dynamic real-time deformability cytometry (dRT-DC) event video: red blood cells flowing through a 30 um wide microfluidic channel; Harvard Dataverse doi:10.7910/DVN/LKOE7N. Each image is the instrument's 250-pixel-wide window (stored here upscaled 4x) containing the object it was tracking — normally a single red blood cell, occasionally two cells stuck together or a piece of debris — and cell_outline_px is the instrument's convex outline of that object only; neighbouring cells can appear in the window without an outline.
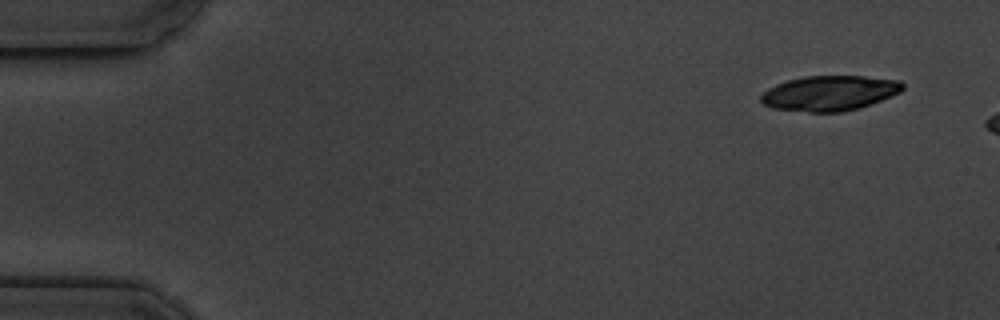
{"species": "common noctule bat (a hibernating species)", "species_latin": "Nyctalus noctula", "temperature_condition": "cold", "stored_images_in_passage": 4, "camera_frame_rate_fps": 3000, "um_per_image_px": 0.085, "animal": {"sex": "male", "body_mass_g": 19.5, "forearm_length_mm": 54.6}, "frame": {"image": 1, "passage_image": 1, "time_ms": 0.0, "image_size_px": [1000, 320], "cell_outline_px": [[904, 88], [900, 92], [892, 96], [860, 108], [840, 112], [808, 112], [772, 108], [764, 104], [760, 100], [760, 96], [768, 88], [776, 84], [788, 80], [804, 76], [864, 76], [900, 80], [904, 84]], "centroid_in_image_um": [70.52, 7.92], "position_along_channel_um": 14.5, "area_um2": 29.07}}